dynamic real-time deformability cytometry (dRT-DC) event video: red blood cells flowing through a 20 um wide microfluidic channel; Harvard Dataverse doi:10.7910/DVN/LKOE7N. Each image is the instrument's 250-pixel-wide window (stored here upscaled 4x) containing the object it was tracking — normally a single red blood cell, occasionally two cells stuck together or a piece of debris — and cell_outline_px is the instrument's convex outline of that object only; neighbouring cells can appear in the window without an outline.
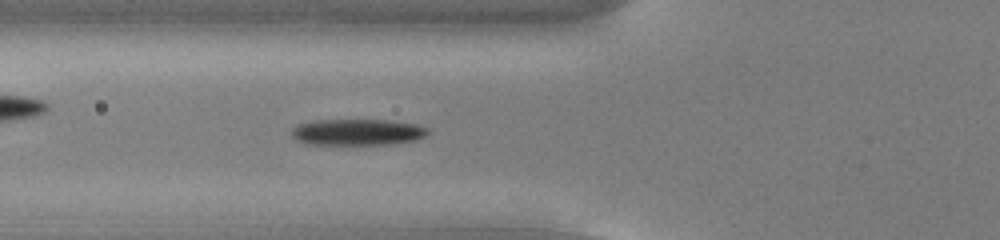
{"species": "common noctule bat (a hibernating species)", "species_latin": "Nyctalus noctula", "temperature_condition": "cold", "stored_images_in_passage": 54, "camera_frame_rate_fps": 3000, "um_per_image_px": 0.085, "animal": {"sex": "male", "body_mass_g": 13.0, "forearm_length_mm": 53.1}, "frame": {"image": 1, "passage_image": 20, "time_ms": 6.333, "image_size_px": [1000, 240], "cell_outline_px": [[428, 132], [424, 136], [416, 140], [388, 144], [304, 144], [296, 140], [292, 136], [292, 128], [300, 124], [316, 120], [388, 120], [416, 124], [428, 128]], "centroid_in_image_um": [30.37, 11.23], "position_along_channel_um": 95.4, "area_um2": 20.75}}
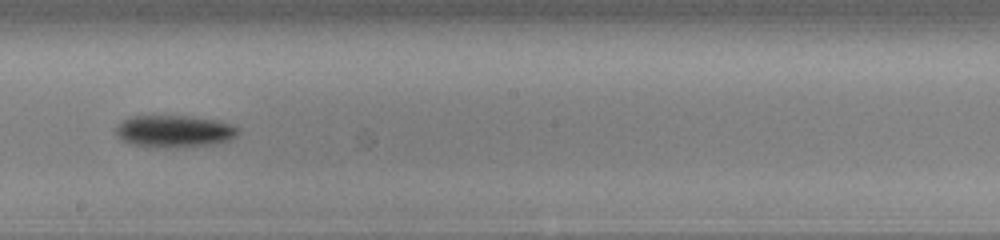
{"frame": {"image": 2, "passage_image": 31, "time_ms": 10.0, "image_size_px": [1000, 240], "cell_outline_px": [[240, 132], [236, 136], [228, 140], [216, 144], [176, 148], [160, 148], [132, 144], [116, 136], [116, 124], [132, 116], [188, 116], [220, 120], [232, 124], [240, 128]], "centroid_in_image_um": [14.86, 11.16], "position_along_channel_um": 233.3, "area_um2": 23.24}}
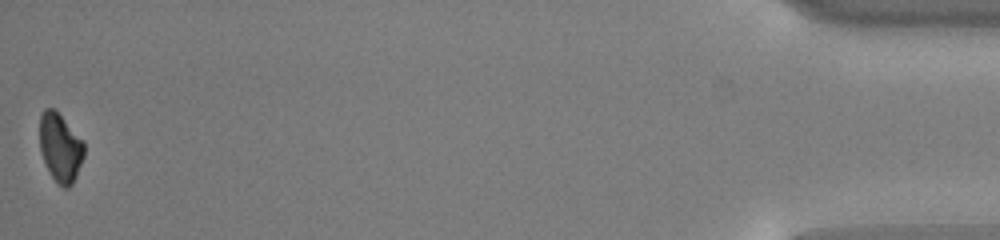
{"frame": {"image": 3, "passage_image": 54, "time_ms": 17.667, "image_size_px": [1000, 240], "cell_outline_px": [[84, 156], [76, 176], [72, 184], [68, 188], [64, 188], [56, 184], [44, 160], [40, 148], [40, 116], [44, 108], [56, 108], [84, 140]], "centroid_in_image_um": [5.14, 12.5], "position_along_channel_um": 430.1, "area_um2": 18.03}, "authors_computed_cell_mechanics": {"area_um2": 20.6057, "velocity_mm_per_s": 3.7648, "shape_relaxation_time_tau1_ms": 1.8041, "shape_relaxation_time_tau2_ms": null, "deformation_change_tau1": 0.1159, "deformation_change_tau2": null}}